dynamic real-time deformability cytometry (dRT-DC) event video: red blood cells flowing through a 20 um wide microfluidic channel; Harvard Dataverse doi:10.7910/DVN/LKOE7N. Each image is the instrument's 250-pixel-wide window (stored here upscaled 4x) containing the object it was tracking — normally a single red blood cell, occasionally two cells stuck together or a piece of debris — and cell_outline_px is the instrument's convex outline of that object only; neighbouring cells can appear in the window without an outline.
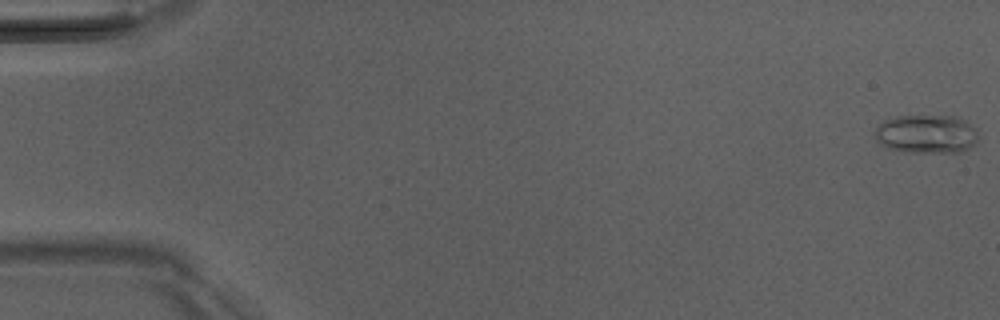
{"species": "Egyptian fruit bat (a non-hibernating species)", "species_latin": "Rousettus aegyptiacus", "temperature_condition": "room temperature", "stored_images_in_passage": 51, "camera_frame_rate_fps": 3000, "um_per_image_px": 0.085, "animal": {"sex": "male"}, "frame": {"image": 1, "passage_image": 1, "time_ms": 0.0, "image_size_px": [1000, 320], "cell_outline_px": [[976, 144], [960, 152], [904, 152], [888, 148], [880, 144], [876, 140], [876, 128], [884, 120], [896, 116], [960, 116], [976, 128]], "centroid_in_image_um": [78.76, 11.39], "position_along_channel_um": 6.2, "area_um2": 23.35}}
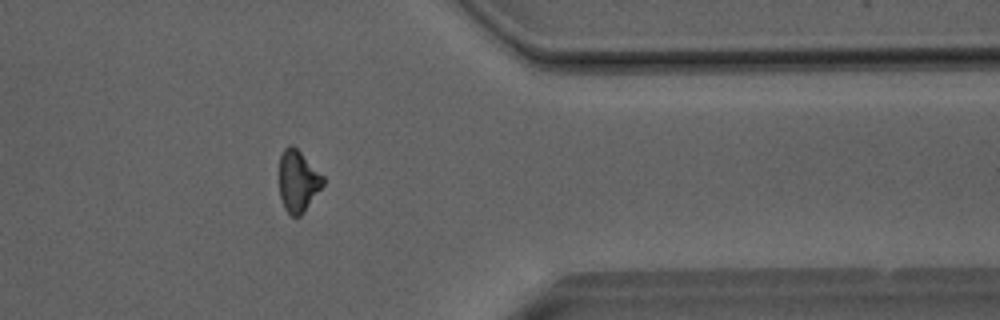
{"frame": {"image": 2, "passage_image": 42, "time_ms": 13.667, "image_size_px": [1000, 320], "cell_outline_px": [[324, 184], [304, 212], [300, 216], [292, 216], [284, 208], [280, 196], [280, 156], [284, 148], [288, 144], [292, 144], [324, 176]], "centroid_in_image_um": [25.33, 15.39], "position_along_channel_um": 386.1, "area_um2": 15.61}}
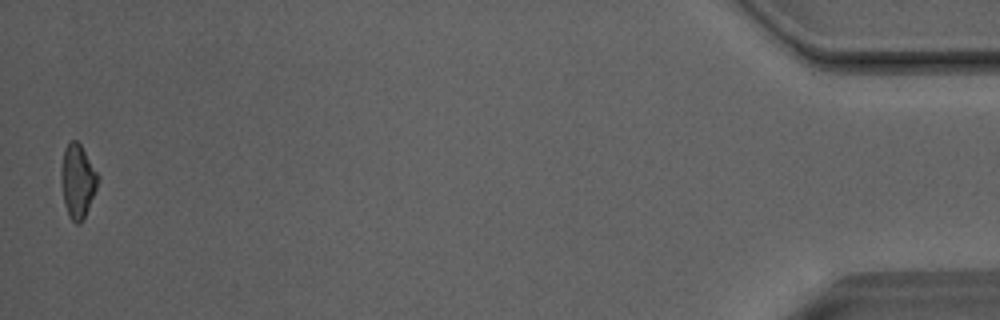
{"frame": {"image": 3, "passage_image": 51, "time_ms": 16.667, "image_size_px": [1000, 320], "cell_outline_px": [[100, 176], [96, 188], [88, 208], [80, 224], [76, 224], [68, 216], [64, 204], [60, 180], [60, 172], [64, 148], [72, 140], [76, 140], [80, 144]], "centroid_in_image_um": [6.58, 15.39], "position_along_channel_um": 428.6, "area_um2": 15.78}, "authors_computed_cell_mechanics": {"area_um2": 16.3574, "velocity_mm_per_s": 4.0711, "shape_relaxation_time_tau1_ms": 5.7075, "shape_relaxation_time_tau2_ms": 5.1527, "deformation_change_tau1": 0.1621, "deformation_change_tau2": 0.119}}